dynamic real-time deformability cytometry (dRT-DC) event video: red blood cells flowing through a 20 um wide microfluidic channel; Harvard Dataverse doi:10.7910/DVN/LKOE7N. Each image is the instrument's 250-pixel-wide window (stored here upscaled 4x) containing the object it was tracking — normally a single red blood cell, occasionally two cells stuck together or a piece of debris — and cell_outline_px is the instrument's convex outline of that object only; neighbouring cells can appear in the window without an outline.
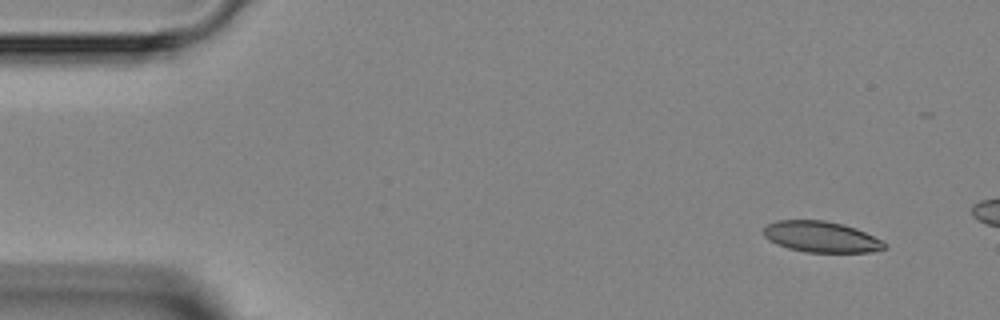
{"species": "Egyptian fruit bat (a non-hibernating species)", "species_latin": "Rousettus aegyptiacus", "temperature_condition": "room temperature", "stored_images_in_passage": 4, "camera_frame_rate_fps": 3000, "um_per_image_px": 0.085, "animal": {"sex": "female"}, "frame": {"image": 1, "passage_image": 1, "time_ms": 0.0, "image_size_px": [1000, 320], "cell_outline_px": [[888, 244], [884, 248], [872, 252], [804, 252], [788, 248], [776, 244], [768, 240], [760, 232], [768, 224], [776, 220], [824, 220], [844, 224], [856, 228], [884, 240]], "centroid_in_image_um": [69.79, 20.13], "position_along_channel_um": 15.2, "area_um2": 22.14}}